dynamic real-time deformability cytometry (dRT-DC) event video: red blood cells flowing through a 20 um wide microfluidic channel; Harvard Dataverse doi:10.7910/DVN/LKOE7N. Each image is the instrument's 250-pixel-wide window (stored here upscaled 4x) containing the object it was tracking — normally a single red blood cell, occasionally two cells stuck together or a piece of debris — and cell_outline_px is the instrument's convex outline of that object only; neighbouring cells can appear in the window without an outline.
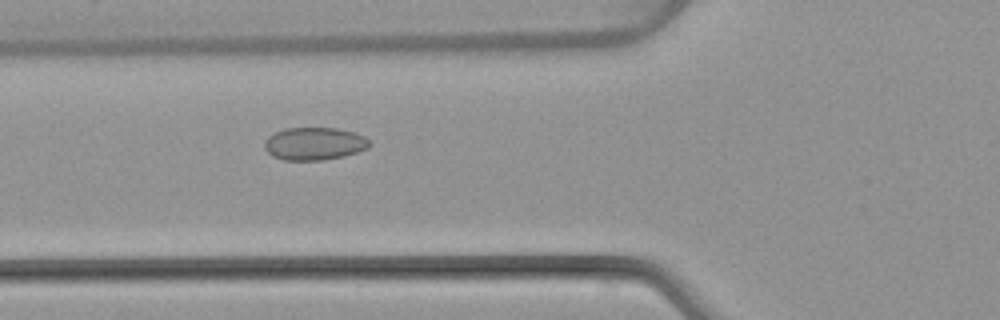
{"species": "common noctule bat (a hibernating species)", "species_latin": "Nyctalus noctula", "temperature_condition": "warm", "stored_images_in_passage": 51, "camera_frame_rate_fps": 3000, "um_per_image_px": 0.085, "animal": {"sex": "female", "body_mass_g": 22.7, "forearm_length_mm": 54.2}, "frame": {"image": 1, "passage_image": 19, "time_ms": 6.0, "image_size_px": [1000, 320], "cell_outline_px": [[372, 144], [368, 148], [344, 156], [324, 160], [284, 160], [272, 156], [264, 148], [264, 140], [268, 136], [284, 128], [336, 128], [356, 132], [364, 136]], "centroid_in_image_um": [26.72, 12.21], "position_along_channel_um": 99.1, "area_um2": 20.17}}
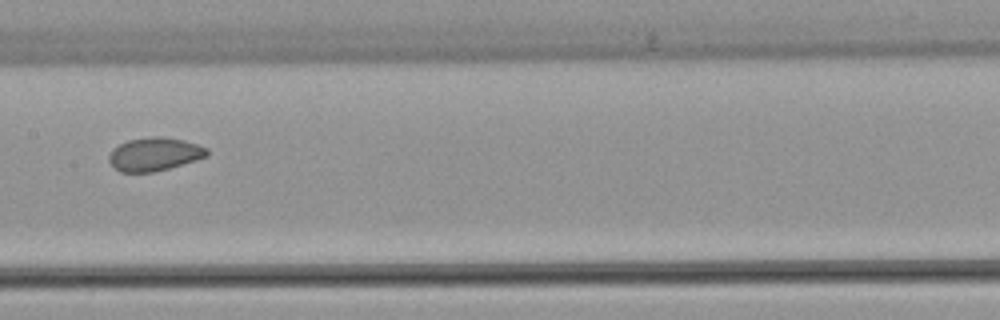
{"frame": {"image": 2, "passage_image": 26, "time_ms": 8.333, "image_size_px": [1000, 320], "cell_outline_px": [[208, 156], [196, 160], [168, 168], [152, 172], [120, 172], [108, 160], [108, 156], [112, 148], [128, 140], [152, 136], [160, 136], [184, 140], [208, 148]], "centroid_in_image_um": [13.12, 13.1], "position_along_channel_um": 194.3, "area_um2": 18.96}}
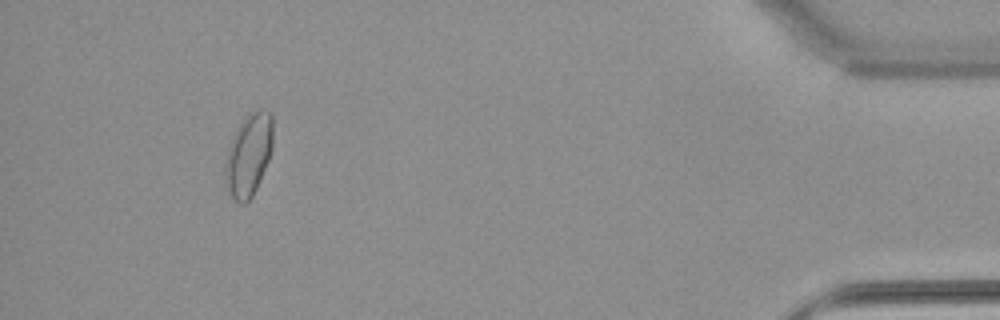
{"frame": {"image": 3, "passage_image": 47, "time_ms": 15.333, "image_size_px": [1000, 320], "cell_outline_px": [[272, 148], [268, 160], [256, 188], [252, 196], [244, 204], [240, 204], [232, 196], [228, 188], [224, 176], [224, 164], [228, 148], [236, 128], [244, 116], [248, 112], [256, 108], [264, 108], [272, 112]], "centroid_in_image_um": [21.13, 13.08], "position_along_channel_um": 414.1, "area_um2": 23.12}, "authors_computed_cell_mechanics": {"area_um2": 20.2878, "velocity_mm_per_s": 4.0669, "shape_relaxation_time_tau1_ms": null, "shape_relaxation_time_tau2_ms": 1.0995, "deformation_change_tau1": null, "deformation_change_tau2": 0.0534}}